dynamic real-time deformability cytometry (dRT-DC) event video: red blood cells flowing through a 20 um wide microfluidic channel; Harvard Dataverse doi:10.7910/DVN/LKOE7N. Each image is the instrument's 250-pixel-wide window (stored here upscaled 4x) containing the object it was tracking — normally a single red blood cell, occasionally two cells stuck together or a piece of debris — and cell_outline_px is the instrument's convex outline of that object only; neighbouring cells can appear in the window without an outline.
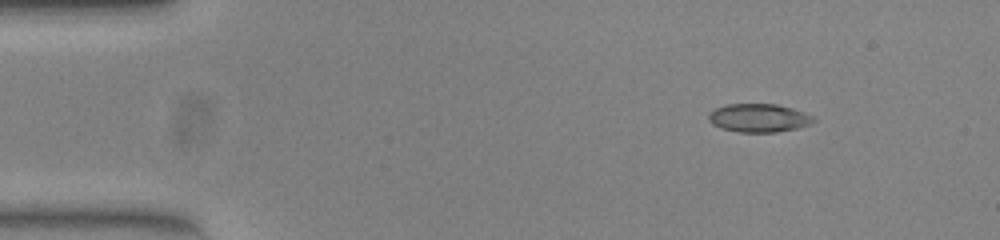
{"species": "common noctule bat (a hibernating species)", "species_latin": "Nyctalus noctula", "temperature_condition": "warm", "stored_images_in_passage": 47, "camera_frame_rate_fps": 3000, "um_per_image_px": 0.085, "animal": {"sex": "female", "body_mass_g": 23.0, "forearm_length_mm": 53.4}, "frame": {"image": 1, "passage_image": 1, "time_ms": 0.0, "image_size_px": [1000, 240], "cell_outline_px": [[816, 120], [808, 124], [796, 128], [776, 132], [740, 132], [720, 128], [712, 124], [708, 120], [708, 112], [716, 108], [728, 104], [776, 104], [792, 108], [804, 112], [812, 116]], "centroid_in_image_um": [64.45, 10.02], "position_along_channel_um": 20.5, "area_um2": 17.28}}
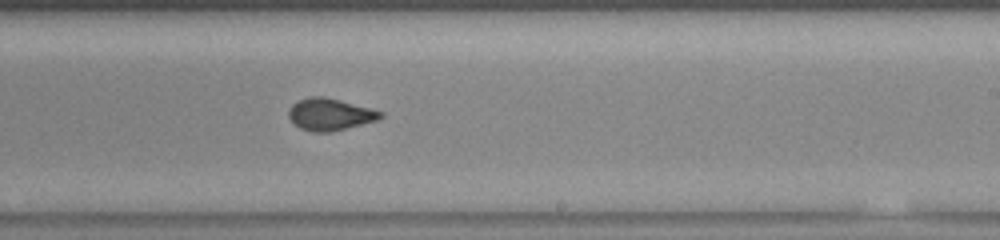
{"frame": {"image": 2, "passage_image": 26, "time_ms": 8.333, "image_size_px": [1000, 240], "cell_outline_px": [[384, 116], [376, 120], [328, 132], [312, 132], [300, 128], [292, 124], [288, 116], [288, 112], [292, 104], [308, 96], [324, 96], [340, 100], [384, 112]], "centroid_in_image_um": [28.0, 9.71], "position_along_channel_um": 261.0, "area_um2": 16.99}}
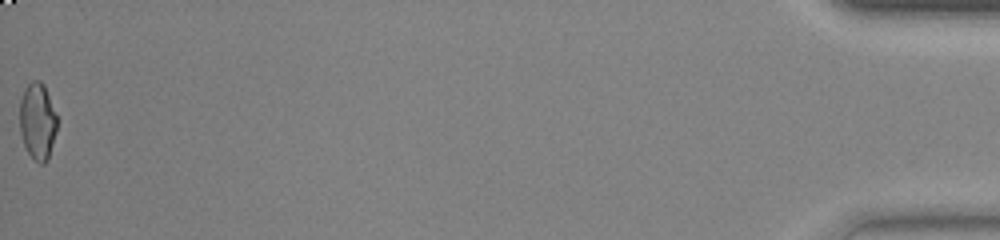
{"frame": {"image": 3, "passage_image": 47, "time_ms": 15.333, "image_size_px": [1000, 240], "cell_outline_px": [[56, 132], [48, 160], [44, 164], [40, 164], [28, 152], [24, 144], [20, 132], [20, 100], [24, 88], [32, 80], [40, 80], [44, 84], [56, 116]], "centroid_in_image_um": [3.18, 10.3], "position_along_channel_um": 432.0, "area_um2": 16.59}, "authors_computed_cell_mechanics": {"area_um2": 17.1666, "velocity_mm_per_s": 3.9251, "shape_relaxation_time_tau1_ms": 6.45, "shape_relaxation_time_tau2_ms": 0.8509, "deformation_change_tau1": 0.2012, "deformation_change_tau2": 0.0638}}